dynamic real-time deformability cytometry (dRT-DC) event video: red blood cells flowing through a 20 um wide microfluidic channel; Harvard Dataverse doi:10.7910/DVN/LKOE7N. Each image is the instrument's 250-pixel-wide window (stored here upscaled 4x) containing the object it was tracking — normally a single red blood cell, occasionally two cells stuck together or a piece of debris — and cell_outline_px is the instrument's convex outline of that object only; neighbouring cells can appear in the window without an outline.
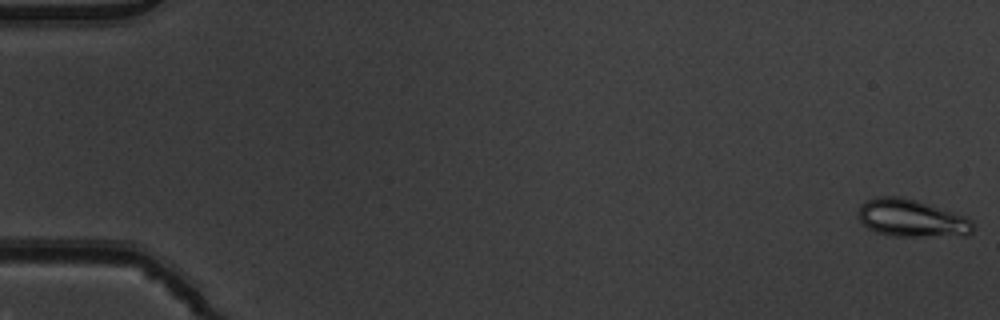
{"species": "common noctule bat (a hibernating species)", "species_latin": "Nyctalus noctula", "temperature_condition": "warm", "stored_images_in_passage": 53, "camera_frame_rate_fps": 3000, "um_per_image_px": 0.085, "animal": {"sex": "male", "body_mass_g": 19.5, "forearm_length_mm": 54.6}, "frame": {"image": 1, "passage_image": 1, "time_ms": 0.0, "image_size_px": [1000, 320], "cell_outline_px": [[972, 232], [968, 236], [892, 236], [876, 232], [868, 228], [860, 220], [860, 204], [876, 196], [900, 196], [932, 204], [964, 216], [972, 220]], "centroid_in_image_um": [77.51, 18.55], "position_along_channel_um": 7.5, "area_um2": 25.14}}
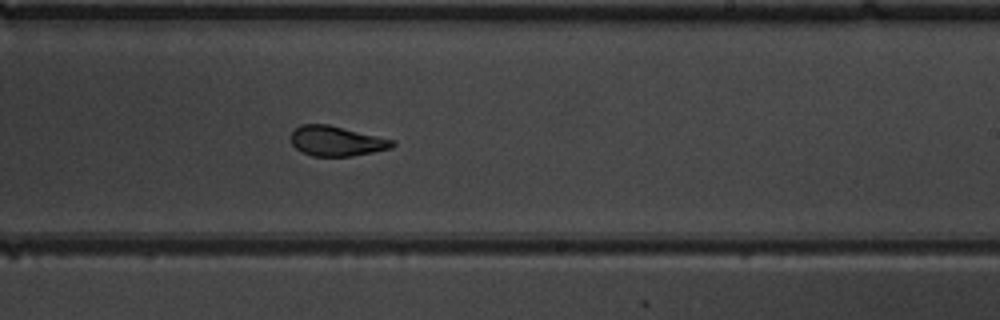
{"frame": {"image": 2, "passage_image": 33, "time_ms": 10.667, "image_size_px": [1000, 320], "cell_outline_px": [[396, 144], [392, 148], [352, 156], [312, 156], [300, 152], [292, 144], [292, 132], [300, 124], [328, 124], [392, 140]], "centroid_in_image_um": [28.57, 12.0], "position_along_channel_um": 260.4, "area_um2": 17.51}}
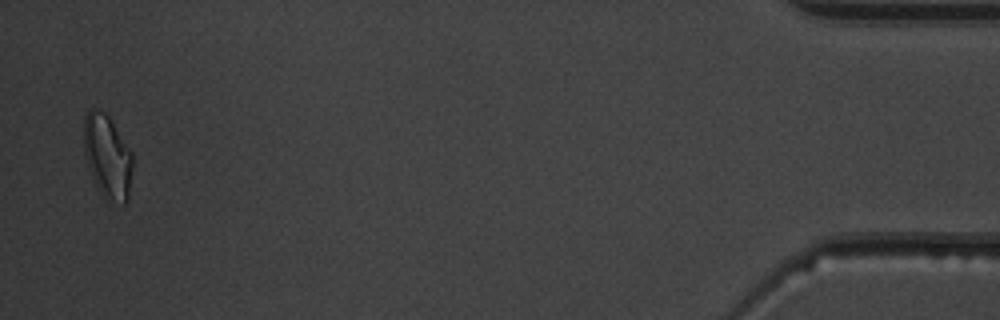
{"frame": {"image": 3, "passage_image": 52, "time_ms": 17.0, "image_size_px": [1000, 320], "cell_outline_px": [[132, 168], [128, 200], [124, 204], [108, 204], [96, 184], [84, 156], [84, 116], [88, 108], [96, 108], [104, 112], [108, 116], [132, 152]], "centroid_in_image_um": [9.13, 13.33], "position_along_channel_um": 426.1, "area_um2": 23.93}, "authors_computed_cell_mechanics": {"area_um2": 19.5364, "velocity_mm_per_s": 3.8982, "shape_relaxation_time_tau1_ms": 5.6665, "shape_relaxation_time_tau2_ms": 1.1272, "deformation_change_tau1": 0.186, "deformation_change_tau2": 0.0658}}